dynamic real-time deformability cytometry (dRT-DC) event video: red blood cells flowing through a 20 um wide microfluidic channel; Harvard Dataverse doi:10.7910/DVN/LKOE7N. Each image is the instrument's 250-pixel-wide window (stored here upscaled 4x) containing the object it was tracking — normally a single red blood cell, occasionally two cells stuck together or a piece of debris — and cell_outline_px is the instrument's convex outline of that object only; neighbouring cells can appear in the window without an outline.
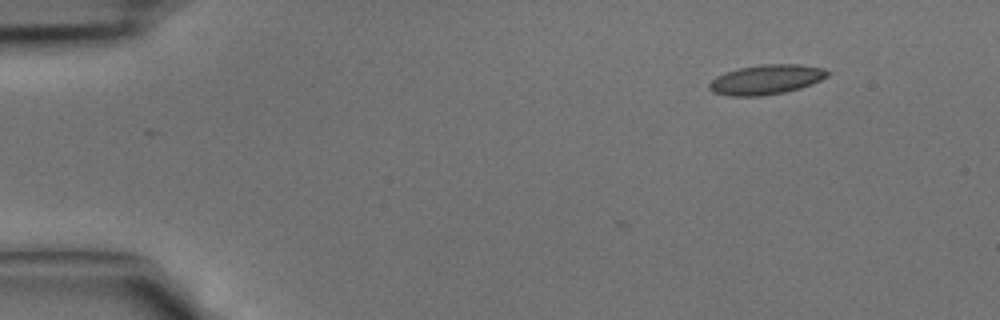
{"species": "common noctule bat (a hibernating species)", "species_latin": "Nyctalus noctula", "temperature_condition": "cold", "stored_images_in_passage": 4, "camera_frame_rate_fps": 3000, "um_per_image_px": 0.085, "animal": {"sex": "male", "body_mass_g": 15.6}, "frame": {"image": 1, "passage_image": 1, "time_ms": 0.0, "image_size_px": [1000, 320], "cell_outline_px": [[832, 72], [828, 76], [812, 84], [800, 88], [784, 92], [760, 96], [728, 96], [712, 92], [708, 88], [708, 84], [716, 76], [740, 68], [760, 64], [800, 64], [824, 68]], "centroid_in_image_um": [65.15, 6.76], "position_along_channel_um": 19.9, "area_um2": 20.58}}